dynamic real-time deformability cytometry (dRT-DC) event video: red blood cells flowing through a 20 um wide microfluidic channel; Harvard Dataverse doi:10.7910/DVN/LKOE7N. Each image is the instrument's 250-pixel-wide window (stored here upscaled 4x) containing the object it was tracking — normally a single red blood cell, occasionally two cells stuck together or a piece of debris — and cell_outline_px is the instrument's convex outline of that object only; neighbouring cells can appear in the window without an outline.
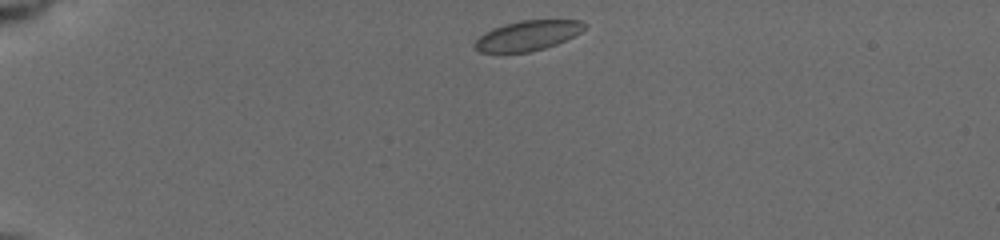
{"species": "common noctule bat (a hibernating species)", "species_latin": "Nyctalus noctula", "temperature_condition": "cold", "stored_images_in_passage": 21, "camera_frame_rate_fps": 3000, "um_per_image_px": 0.085, "animal": {"sex": "female", "body_mass_g": 19.5, "forearm_length_mm": 54.1}, "frame": {"image": 1, "passage_image": 1, "time_ms": 0.0, "image_size_px": [1000, 240], "cell_outline_px": [[588, 24], [580, 32], [556, 44], [544, 48], [528, 52], [480, 52], [472, 44], [484, 32], [492, 28], [504, 24], [520, 20], [580, 20]], "centroid_in_image_um": [44.83, 3.01], "position_along_channel_um": 40.2, "area_um2": 19.02}}
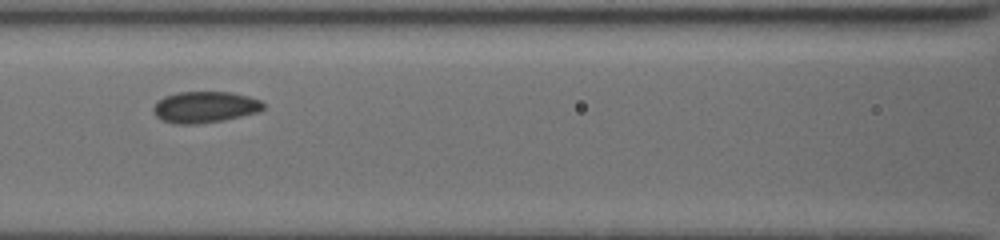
{"frame": {"image": 2, "passage_image": 9, "time_ms": 4.333, "image_size_px": [1000, 240], "cell_outline_px": [[264, 108], [260, 112], [224, 120], [196, 124], [176, 124], [164, 120], [156, 116], [152, 112], [152, 108], [156, 100], [164, 96], [176, 92], [232, 92], [248, 96], [260, 100], [264, 104]], "centroid_in_image_um": [17.4, 9.09], "position_along_channel_um": 149.2, "area_um2": 20.29}}
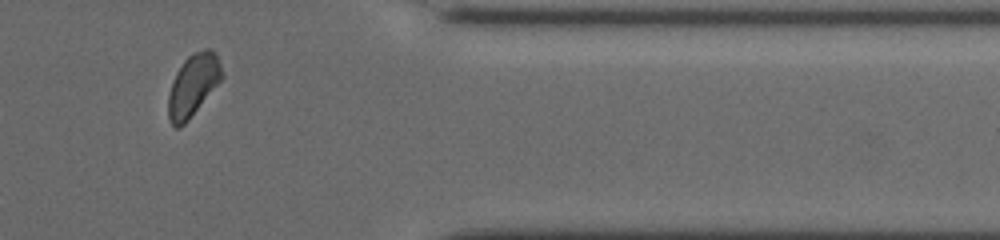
{"frame": {"image": 3, "passage_image": 17, "time_ms": 11.0, "image_size_px": [1000, 240], "cell_outline_px": [[224, 76], [188, 120], [180, 128], [176, 128], [172, 124], [168, 116], [168, 96], [176, 72], [184, 60], [188, 56], [204, 48], [208, 48], [216, 52]], "centroid_in_image_um": [16.41, 7.23], "position_along_channel_um": 395.0, "area_um2": 19.13}, "authors_computed_cell_mechanics": {"area_um2": 19.2474, "velocity_mm_per_s": 3.8778, "shape_relaxation_time_tau1_ms": 1.7438, "shape_relaxation_time_tau2_ms": 2.414, "deformation_change_tau1": 0.0499, "deformation_change_tau2": 0.0529}}